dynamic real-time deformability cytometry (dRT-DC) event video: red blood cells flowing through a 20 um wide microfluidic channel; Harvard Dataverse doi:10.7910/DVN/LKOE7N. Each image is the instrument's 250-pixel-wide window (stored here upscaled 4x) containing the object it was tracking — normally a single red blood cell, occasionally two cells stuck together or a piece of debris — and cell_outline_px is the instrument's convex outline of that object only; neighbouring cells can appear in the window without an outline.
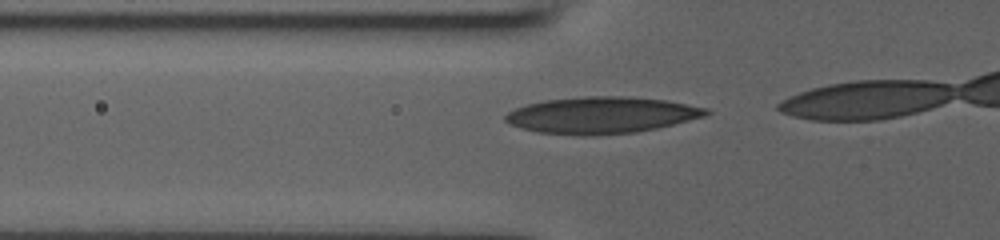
{"species": "human", "species_latin": "Homo sapiens", "temperature_condition": "room temperature", "stored_images_in_passage": 17, "camera_frame_rate_fps": 3000, "um_per_image_px": 0.085, "donor": {"sex": "male"}, "frame": {"image": 1, "passage_image": 12, "time_ms": 3.667, "image_size_px": [1000, 240], "cell_outline_px": [[712, 112], [704, 116], [656, 128], [636, 132], [592, 136], [580, 136], [536, 132], [520, 128], [508, 124], [504, 120], [504, 116], [508, 112], [516, 108], [528, 104], [548, 100], [584, 96], [620, 96], [664, 100], [708, 108]], "centroid_in_image_um": [51.08, 9.8], "position_along_channel_um": 74.7, "area_um2": 42.71}}
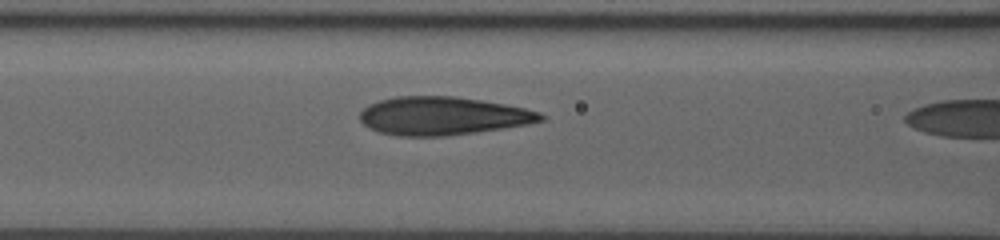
{"frame": {"image": 2, "passage_image": 16, "time_ms": 5.0, "image_size_px": [1000, 240], "cell_outline_px": [[548, 116], [544, 120], [528, 124], [476, 132], [444, 136], [396, 136], [380, 132], [364, 124], [360, 120], [360, 112], [368, 104], [380, 100], [396, 96], [452, 96], [480, 100], [504, 104], [524, 108], [540, 112]], "centroid_in_image_um": [37.64, 9.85], "position_along_channel_um": 129.0, "area_um2": 40.17}}